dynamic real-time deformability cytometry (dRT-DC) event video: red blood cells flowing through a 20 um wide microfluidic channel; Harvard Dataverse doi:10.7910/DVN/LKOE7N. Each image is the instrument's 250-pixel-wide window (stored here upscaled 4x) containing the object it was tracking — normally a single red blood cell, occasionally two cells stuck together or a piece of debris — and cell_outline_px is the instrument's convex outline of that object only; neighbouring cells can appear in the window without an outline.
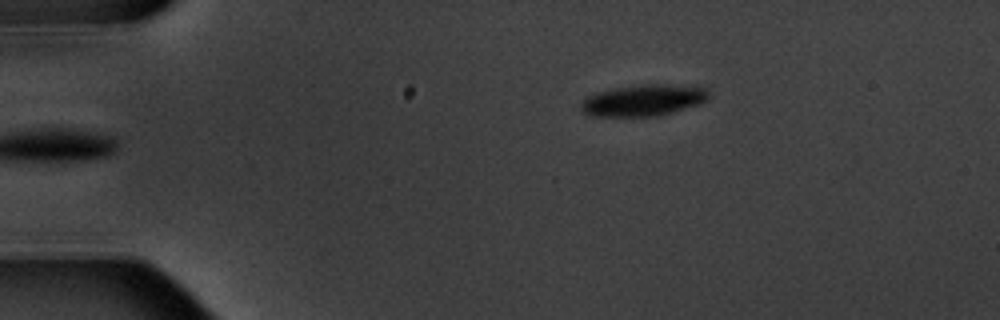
{"species": "common noctule bat (a hibernating species)", "species_latin": "Nyctalus noctula", "temperature_condition": "warm", "stored_images_in_passage": 6, "camera_frame_rate_fps": 3000, "um_per_image_px": 0.085, "animal": {"sex": "male", "body_mass_g": 20.1, "forearm_length_mm": 53.5}, "frame": {"image": 1, "passage_image": 6, "time_ms": 5.667, "image_size_px": [1000, 320], "cell_outline_px": [[708, 96], [700, 104], [672, 112], [656, 116], [592, 116], [584, 112], [580, 108], [580, 104], [588, 96], [600, 92], [616, 88], [648, 84], [668, 84], [704, 88], [708, 92]], "centroid_in_image_um": [54.67, 8.53], "position_along_channel_um": 30.3, "area_um2": 22.89}}